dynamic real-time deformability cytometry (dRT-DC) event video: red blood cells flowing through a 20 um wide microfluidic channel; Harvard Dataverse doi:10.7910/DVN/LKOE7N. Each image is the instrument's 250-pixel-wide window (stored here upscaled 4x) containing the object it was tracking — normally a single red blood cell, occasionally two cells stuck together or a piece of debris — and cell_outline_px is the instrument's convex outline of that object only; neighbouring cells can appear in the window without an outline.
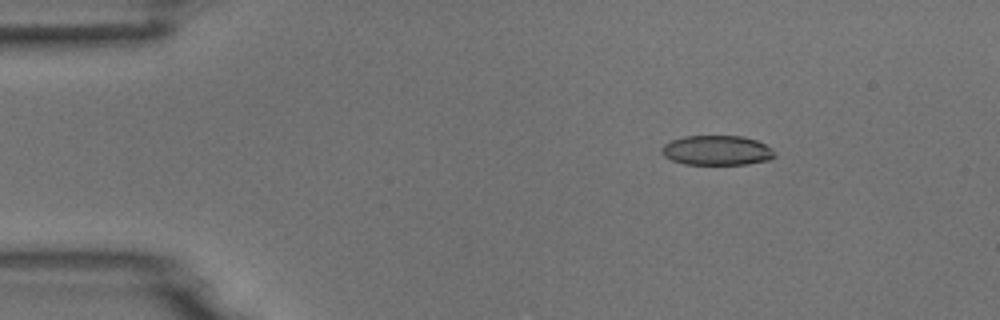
{"species": "common noctule bat (a hibernating species)", "species_latin": "Nyctalus noctula", "temperature_condition": "room temperature", "stored_images_in_passage": 5, "camera_frame_rate_fps": 3000, "um_per_image_px": 0.085, "animal": {"sex": "male", "body_mass_g": 18.8}, "frame": {"image": 1, "passage_image": 3, "time_ms": 0.667, "image_size_px": [1000, 320], "cell_outline_px": [[776, 156], [768, 160], [748, 164], [684, 164], [672, 160], [664, 156], [660, 152], [660, 148], [664, 144], [672, 140], [684, 136], [744, 136], [756, 140], [772, 148]], "centroid_in_image_um": [60.92, 12.78], "position_along_channel_um": 24.1, "area_um2": 19.65}}